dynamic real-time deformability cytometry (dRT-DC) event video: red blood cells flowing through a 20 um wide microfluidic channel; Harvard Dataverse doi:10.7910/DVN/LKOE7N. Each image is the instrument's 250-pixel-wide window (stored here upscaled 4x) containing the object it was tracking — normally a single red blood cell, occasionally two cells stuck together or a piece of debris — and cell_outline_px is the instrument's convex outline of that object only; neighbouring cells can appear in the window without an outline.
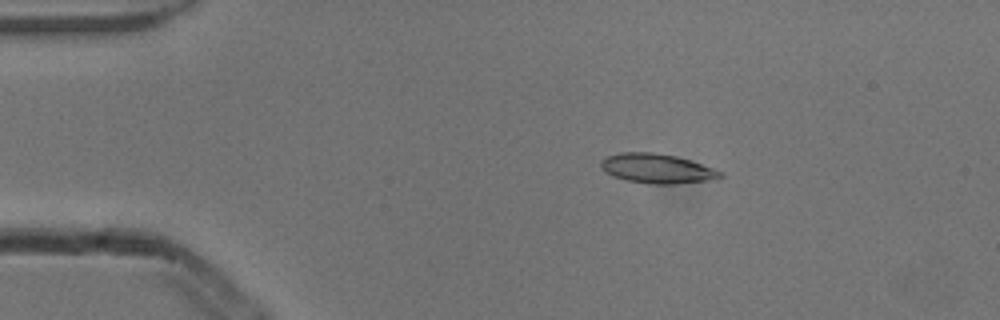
{"species": "common noctule bat (a hibernating species)", "species_latin": "Nyctalus noctula", "temperature_condition": "cold", "stored_images_in_passage": 7, "camera_frame_rate_fps": 3000, "um_per_image_px": 0.085, "animal": {"sex": "male", "body_mass_g": 13.3}, "frame": {"image": 1, "passage_image": 3, "time_ms": 0.667, "image_size_px": [1000, 320], "cell_outline_px": [[724, 176], [716, 180], [672, 184], [656, 184], [628, 180], [612, 176], [600, 164], [600, 160], [608, 156], [620, 152], [652, 152], [676, 156], [724, 172]], "centroid_in_image_um": [55.89, 14.33], "position_along_channel_um": 29.1, "area_um2": 20.35}}
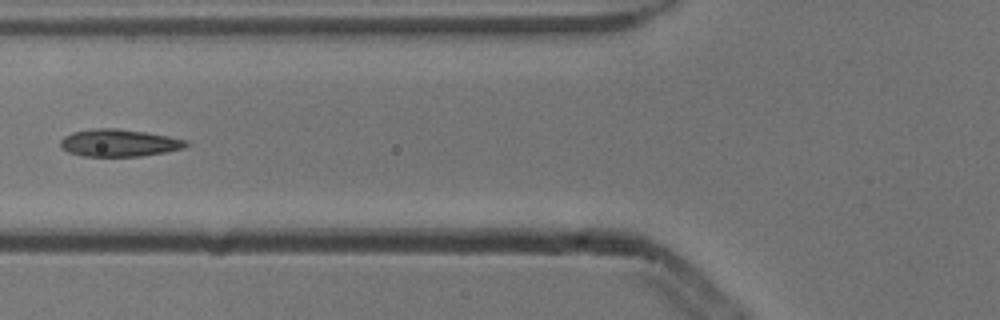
{"frame": {"image": 2, "passage_image": 6, "time_ms": 1.667, "image_size_px": [1000, 320], "cell_outline_px": [[188, 144], [184, 148], [168, 152], [140, 156], [84, 156], [68, 152], [60, 148], [60, 140], [64, 136], [72, 132], [96, 128], [116, 128], [144, 132], [168, 136], [188, 140]], "centroid_in_image_um": [10.11, 12.15], "position_along_channel_um": 115.7, "area_um2": 20.06}}
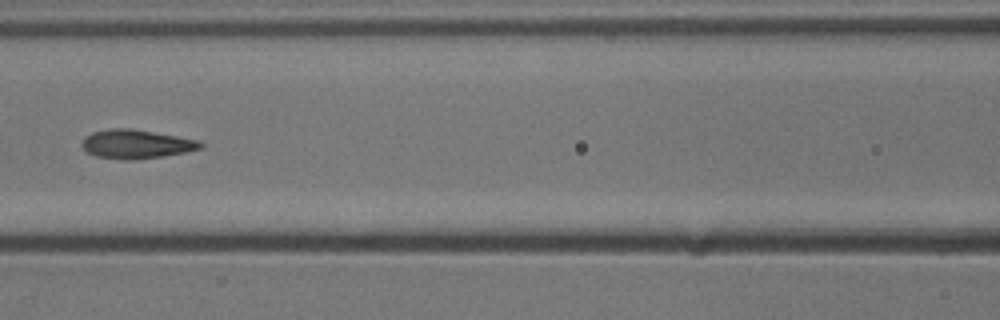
{"frame": {"image": 3, "passage_image": 7, "time_ms": 2.0, "image_size_px": [1000, 320], "cell_outline_px": [[204, 148], [184, 152], [160, 156], [132, 160], [124, 160], [96, 156], [88, 152], [80, 144], [92, 132], [112, 128], [132, 128], [200, 140], [204, 144]], "centroid_in_image_um": [11.62, 12.24], "position_along_channel_um": 155.0, "area_um2": 19.83}}